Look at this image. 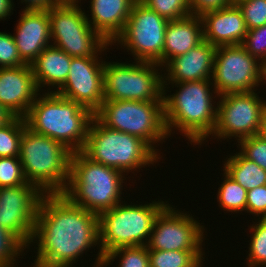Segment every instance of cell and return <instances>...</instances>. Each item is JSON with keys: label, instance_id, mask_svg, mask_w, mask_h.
Returning <instances> with one entry per match:
<instances>
[{"label": "cell", "instance_id": "cell-1", "mask_svg": "<svg viewBox=\"0 0 266 267\" xmlns=\"http://www.w3.org/2000/svg\"><path fill=\"white\" fill-rule=\"evenodd\" d=\"M32 243L38 246L33 267H73L84 252L96 246L99 251L92 267L103 266L98 215L73 204L62 193L42 197Z\"/></svg>", "mask_w": 266, "mask_h": 267}, {"label": "cell", "instance_id": "cell-2", "mask_svg": "<svg viewBox=\"0 0 266 267\" xmlns=\"http://www.w3.org/2000/svg\"><path fill=\"white\" fill-rule=\"evenodd\" d=\"M169 85L179 90H175L174 95H166ZM216 97L219 96L211 80L163 84L164 122L168 136L171 137L173 129L179 130L191 145H202L216 124L217 103H213Z\"/></svg>", "mask_w": 266, "mask_h": 267}, {"label": "cell", "instance_id": "cell-3", "mask_svg": "<svg viewBox=\"0 0 266 267\" xmlns=\"http://www.w3.org/2000/svg\"><path fill=\"white\" fill-rule=\"evenodd\" d=\"M95 114L55 92L39 94L24 117L33 132L62 143L72 153L83 151Z\"/></svg>", "mask_w": 266, "mask_h": 267}, {"label": "cell", "instance_id": "cell-4", "mask_svg": "<svg viewBox=\"0 0 266 267\" xmlns=\"http://www.w3.org/2000/svg\"><path fill=\"white\" fill-rule=\"evenodd\" d=\"M126 178L122 171L93 162L82 151L73 152L69 182L62 194L73 204L99 216L125 202L121 195Z\"/></svg>", "mask_w": 266, "mask_h": 267}, {"label": "cell", "instance_id": "cell-5", "mask_svg": "<svg viewBox=\"0 0 266 267\" xmlns=\"http://www.w3.org/2000/svg\"><path fill=\"white\" fill-rule=\"evenodd\" d=\"M72 152L62 143L33 132L27 126L20 141V161L28 183L44 194L63 193L69 182Z\"/></svg>", "mask_w": 266, "mask_h": 267}, {"label": "cell", "instance_id": "cell-6", "mask_svg": "<svg viewBox=\"0 0 266 267\" xmlns=\"http://www.w3.org/2000/svg\"><path fill=\"white\" fill-rule=\"evenodd\" d=\"M93 162L125 173L140 172L159 162V156L139 137L105 126L96 116L90 123L87 141L82 151Z\"/></svg>", "mask_w": 266, "mask_h": 267}, {"label": "cell", "instance_id": "cell-7", "mask_svg": "<svg viewBox=\"0 0 266 267\" xmlns=\"http://www.w3.org/2000/svg\"><path fill=\"white\" fill-rule=\"evenodd\" d=\"M151 202L144 205L121 202L98 216L99 246L104 257L121 247L147 245L157 216L169 204L161 199Z\"/></svg>", "mask_w": 266, "mask_h": 267}, {"label": "cell", "instance_id": "cell-8", "mask_svg": "<svg viewBox=\"0 0 266 267\" xmlns=\"http://www.w3.org/2000/svg\"><path fill=\"white\" fill-rule=\"evenodd\" d=\"M95 116L108 128L139 137L159 156L156 143L163 144L169 137L163 102L104 100Z\"/></svg>", "mask_w": 266, "mask_h": 267}, {"label": "cell", "instance_id": "cell-9", "mask_svg": "<svg viewBox=\"0 0 266 267\" xmlns=\"http://www.w3.org/2000/svg\"><path fill=\"white\" fill-rule=\"evenodd\" d=\"M159 68L162 67L155 62L105 61L103 68L105 100L163 102V74Z\"/></svg>", "mask_w": 266, "mask_h": 267}, {"label": "cell", "instance_id": "cell-10", "mask_svg": "<svg viewBox=\"0 0 266 267\" xmlns=\"http://www.w3.org/2000/svg\"><path fill=\"white\" fill-rule=\"evenodd\" d=\"M78 1H61L48 9L51 45L71 57H96L112 46L89 24ZM53 41V42H52Z\"/></svg>", "mask_w": 266, "mask_h": 267}, {"label": "cell", "instance_id": "cell-11", "mask_svg": "<svg viewBox=\"0 0 266 267\" xmlns=\"http://www.w3.org/2000/svg\"><path fill=\"white\" fill-rule=\"evenodd\" d=\"M169 20L136 0L124 31L111 45H120L134 61L155 62L163 68V47ZM117 43V44H116Z\"/></svg>", "mask_w": 266, "mask_h": 267}, {"label": "cell", "instance_id": "cell-12", "mask_svg": "<svg viewBox=\"0 0 266 267\" xmlns=\"http://www.w3.org/2000/svg\"><path fill=\"white\" fill-rule=\"evenodd\" d=\"M226 93L218 97L216 124L211 134L218 141L240 139L259 134L266 101L259 92ZM229 138V139H227Z\"/></svg>", "mask_w": 266, "mask_h": 267}, {"label": "cell", "instance_id": "cell-13", "mask_svg": "<svg viewBox=\"0 0 266 267\" xmlns=\"http://www.w3.org/2000/svg\"><path fill=\"white\" fill-rule=\"evenodd\" d=\"M262 63L242 45L218 46L211 81L218 96L256 91L261 83Z\"/></svg>", "mask_w": 266, "mask_h": 267}, {"label": "cell", "instance_id": "cell-14", "mask_svg": "<svg viewBox=\"0 0 266 267\" xmlns=\"http://www.w3.org/2000/svg\"><path fill=\"white\" fill-rule=\"evenodd\" d=\"M168 204L157 216L147 248L153 250L194 251L203 261L205 226L197 218Z\"/></svg>", "mask_w": 266, "mask_h": 267}, {"label": "cell", "instance_id": "cell-15", "mask_svg": "<svg viewBox=\"0 0 266 267\" xmlns=\"http://www.w3.org/2000/svg\"><path fill=\"white\" fill-rule=\"evenodd\" d=\"M45 194L31 183L0 187V224L28 248L34 233L39 204Z\"/></svg>", "mask_w": 266, "mask_h": 267}, {"label": "cell", "instance_id": "cell-16", "mask_svg": "<svg viewBox=\"0 0 266 267\" xmlns=\"http://www.w3.org/2000/svg\"><path fill=\"white\" fill-rule=\"evenodd\" d=\"M102 56L73 57L65 83L55 91L56 94L73 100L90 109L94 114L101 108L103 93ZM99 59V60H98Z\"/></svg>", "mask_w": 266, "mask_h": 267}, {"label": "cell", "instance_id": "cell-17", "mask_svg": "<svg viewBox=\"0 0 266 267\" xmlns=\"http://www.w3.org/2000/svg\"><path fill=\"white\" fill-rule=\"evenodd\" d=\"M31 65L0 68V103L16 117H25L40 94Z\"/></svg>", "mask_w": 266, "mask_h": 267}, {"label": "cell", "instance_id": "cell-18", "mask_svg": "<svg viewBox=\"0 0 266 267\" xmlns=\"http://www.w3.org/2000/svg\"><path fill=\"white\" fill-rule=\"evenodd\" d=\"M20 15L13 38L21 60L31 65L51 45L50 19L48 10H22Z\"/></svg>", "mask_w": 266, "mask_h": 267}, {"label": "cell", "instance_id": "cell-19", "mask_svg": "<svg viewBox=\"0 0 266 267\" xmlns=\"http://www.w3.org/2000/svg\"><path fill=\"white\" fill-rule=\"evenodd\" d=\"M216 46L203 40L187 53L171 59L164 67L163 84L211 80Z\"/></svg>", "mask_w": 266, "mask_h": 267}, {"label": "cell", "instance_id": "cell-20", "mask_svg": "<svg viewBox=\"0 0 266 267\" xmlns=\"http://www.w3.org/2000/svg\"><path fill=\"white\" fill-rule=\"evenodd\" d=\"M203 38L216 47L241 45L247 28L241 9L236 3L201 16Z\"/></svg>", "mask_w": 266, "mask_h": 267}, {"label": "cell", "instance_id": "cell-21", "mask_svg": "<svg viewBox=\"0 0 266 267\" xmlns=\"http://www.w3.org/2000/svg\"><path fill=\"white\" fill-rule=\"evenodd\" d=\"M136 0H90V15L86 14L91 27L108 43L112 44L124 31ZM91 19V20H89Z\"/></svg>", "mask_w": 266, "mask_h": 267}, {"label": "cell", "instance_id": "cell-22", "mask_svg": "<svg viewBox=\"0 0 266 267\" xmlns=\"http://www.w3.org/2000/svg\"><path fill=\"white\" fill-rule=\"evenodd\" d=\"M203 40L201 17L189 15L179 20H169L163 47V68L171 59L187 53Z\"/></svg>", "mask_w": 266, "mask_h": 267}, {"label": "cell", "instance_id": "cell-23", "mask_svg": "<svg viewBox=\"0 0 266 267\" xmlns=\"http://www.w3.org/2000/svg\"><path fill=\"white\" fill-rule=\"evenodd\" d=\"M72 58L55 46L46 47L31 64L39 91L43 90L41 88L45 86H49L48 92L57 91L68 77ZM54 87L56 89L52 91Z\"/></svg>", "mask_w": 266, "mask_h": 267}, {"label": "cell", "instance_id": "cell-24", "mask_svg": "<svg viewBox=\"0 0 266 267\" xmlns=\"http://www.w3.org/2000/svg\"><path fill=\"white\" fill-rule=\"evenodd\" d=\"M234 154L225 159L223 171L247 191L266 185V170L245 158L240 152Z\"/></svg>", "mask_w": 266, "mask_h": 267}, {"label": "cell", "instance_id": "cell-25", "mask_svg": "<svg viewBox=\"0 0 266 267\" xmlns=\"http://www.w3.org/2000/svg\"><path fill=\"white\" fill-rule=\"evenodd\" d=\"M223 182L218 188L217 202L221 210L226 212L246 213L247 190L233 180L225 171Z\"/></svg>", "mask_w": 266, "mask_h": 267}, {"label": "cell", "instance_id": "cell-26", "mask_svg": "<svg viewBox=\"0 0 266 267\" xmlns=\"http://www.w3.org/2000/svg\"><path fill=\"white\" fill-rule=\"evenodd\" d=\"M150 267H202V259L194 251L148 249Z\"/></svg>", "mask_w": 266, "mask_h": 267}, {"label": "cell", "instance_id": "cell-27", "mask_svg": "<svg viewBox=\"0 0 266 267\" xmlns=\"http://www.w3.org/2000/svg\"><path fill=\"white\" fill-rule=\"evenodd\" d=\"M26 126L23 117H15L6 125L0 126V158L19 157L20 141Z\"/></svg>", "mask_w": 266, "mask_h": 267}, {"label": "cell", "instance_id": "cell-28", "mask_svg": "<svg viewBox=\"0 0 266 267\" xmlns=\"http://www.w3.org/2000/svg\"><path fill=\"white\" fill-rule=\"evenodd\" d=\"M250 225L249 253L246 265L248 267H266V218L258 219Z\"/></svg>", "mask_w": 266, "mask_h": 267}, {"label": "cell", "instance_id": "cell-29", "mask_svg": "<svg viewBox=\"0 0 266 267\" xmlns=\"http://www.w3.org/2000/svg\"><path fill=\"white\" fill-rule=\"evenodd\" d=\"M117 258L120 259L118 267H150L147 246L121 247L110 251L104 257L102 267L112 265Z\"/></svg>", "mask_w": 266, "mask_h": 267}, {"label": "cell", "instance_id": "cell-30", "mask_svg": "<svg viewBox=\"0 0 266 267\" xmlns=\"http://www.w3.org/2000/svg\"><path fill=\"white\" fill-rule=\"evenodd\" d=\"M26 248L15 234L0 224V267H17L16 258L22 256Z\"/></svg>", "mask_w": 266, "mask_h": 267}, {"label": "cell", "instance_id": "cell-31", "mask_svg": "<svg viewBox=\"0 0 266 267\" xmlns=\"http://www.w3.org/2000/svg\"><path fill=\"white\" fill-rule=\"evenodd\" d=\"M168 20H179L191 15L189 0H140Z\"/></svg>", "mask_w": 266, "mask_h": 267}, {"label": "cell", "instance_id": "cell-32", "mask_svg": "<svg viewBox=\"0 0 266 267\" xmlns=\"http://www.w3.org/2000/svg\"><path fill=\"white\" fill-rule=\"evenodd\" d=\"M19 157L0 158V187L27 184Z\"/></svg>", "mask_w": 266, "mask_h": 267}, {"label": "cell", "instance_id": "cell-33", "mask_svg": "<svg viewBox=\"0 0 266 267\" xmlns=\"http://www.w3.org/2000/svg\"><path fill=\"white\" fill-rule=\"evenodd\" d=\"M236 4L242 11L247 30L266 24V0H240Z\"/></svg>", "mask_w": 266, "mask_h": 267}, {"label": "cell", "instance_id": "cell-34", "mask_svg": "<svg viewBox=\"0 0 266 267\" xmlns=\"http://www.w3.org/2000/svg\"><path fill=\"white\" fill-rule=\"evenodd\" d=\"M240 153L247 159L254 161L266 170V140L261 136L253 135L238 141Z\"/></svg>", "mask_w": 266, "mask_h": 267}, {"label": "cell", "instance_id": "cell-35", "mask_svg": "<svg viewBox=\"0 0 266 267\" xmlns=\"http://www.w3.org/2000/svg\"><path fill=\"white\" fill-rule=\"evenodd\" d=\"M242 47L261 63L266 61V24L247 30Z\"/></svg>", "mask_w": 266, "mask_h": 267}, {"label": "cell", "instance_id": "cell-36", "mask_svg": "<svg viewBox=\"0 0 266 267\" xmlns=\"http://www.w3.org/2000/svg\"><path fill=\"white\" fill-rule=\"evenodd\" d=\"M11 33L0 32V68L23 66Z\"/></svg>", "mask_w": 266, "mask_h": 267}, {"label": "cell", "instance_id": "cell-37", "mask_svg": "<svg viewBox=\"0 0 266 267\" xmlns=\"http://www.w3.org/2000/svg\"><path fill=\"white\" fill-rule=\"evenodd\" d=\"M246 212L258 219L266 218V185L247 191Z\"/></svg>", "mask_w": 266, "mask_h": 267}, {"label": "cell", "instance_id": "cell-38", "mask_svg": "<svg viewBox=\"0 0 266 267\" xmlns=\"http://www.w3.org/2000/svg\"><path fill=\"white\" fill-rule=\"evenodd\" d=\"M234 3V0H189L191 15L201 17L211 11L226 8Z\"/></svg>", "mask_w": 266, "mask_h": 267}, {"label": "cell", "instance_id": "cell-39", "mask_svg": "<svg viewBox=\"0 0 266 267\" xmlns=\"http://www.w3.org/2000/svg\"><path fill=\"white\" fill-rule=\"evenodd\" d=\"M26 6L23 10H48L53 5L61 2V0H21Z\"/></svg>", "mask_w": 266, "mask_h": 267}, {"label": "cell", "instance_id": "cell-40", "mask_svg": "<svg viewBox=\"0 0 266 267\" xmlns=\"http://www.w3.org/2000/svg\"><path fill=\"white\" fill-rule=\"evenodd\" d=\"M14 5L13 0H0V21L6 20L7 17L11 16Z\"/></svg>", "mask_w": 266, "mask_h": 267}, {"label": "cell", "instance_id": "cell-41", "mask_svg": "<svg viewBox=\"0 0 266 267\" xmlns=\"http://www.w3.org/2000/svg\"><path fill=\"white\" fill-rule=\"evenodd\" d=\"M16 116L0 103V126L6 125Z\"/></svg>", "mask_w": 266, "mask_h": 267}, {"label": "cell", "instance_id": "cell-42", "mask_svg": "<svg viewBox=\"0 0 266 267\" xmlns=\"http://www.w3.org/2000/svg\"><path fill=\"white\" fill-rule=\"evenodd\" d=\"M258 135L266 140V109L262 115L261 128Z\"/></svg>", "mask_w": 266, "mask_h": 267}, {"label": "cell", "instance_id": "cell-43", "mask_svg": "<svg viewBox=\"0 0 266 267\" xmlns=\"http://www.w3.org/2000/svg\"><path fill=\"white\" fill-rule=\"evenodd\" d=\"M261 82V86L266 84V61L262 62Z\"/></svg>", "mask_w": 266, "mask_h": 267}, {"label": "cell", "instance_id": "cell-44", "mask_svg": "<svg viewBox=\"0 0 266 267\" xmlns=\"http://www.w3.org/2000/svg\"><path fill=\"white\" fill-rule=\"evenodd\" d=\"M61 1H80L81 2V0H61Z\"/></svg>", "mask_w": 266, "mask_h": 267}]
</instances>
